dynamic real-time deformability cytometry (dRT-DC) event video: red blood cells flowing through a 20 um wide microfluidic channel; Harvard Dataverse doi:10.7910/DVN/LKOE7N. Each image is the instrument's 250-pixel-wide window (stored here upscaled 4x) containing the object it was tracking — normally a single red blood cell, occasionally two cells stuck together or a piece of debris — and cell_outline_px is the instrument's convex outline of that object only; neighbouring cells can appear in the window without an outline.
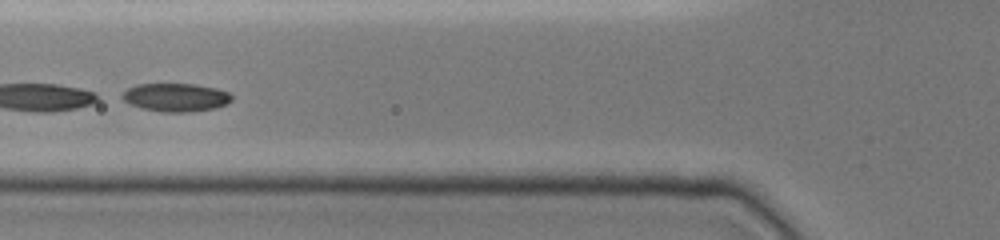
{"species": "common noctule bat (a hibernating species)", "species_latin": "Nyctalus noctula", "temperature_condition": "cold", "stored_images_in_passage": 46, "camera_frame_rate_fps": 3000, "um_per_image_px": 0.085, "animal": {"sex": "female", "body_mass_g": 19.0, "forearm_length_mm": 51.5}, "frame": {"image": 1, "passage_image": 18, "time_ms": 5.667, "image_size_px": [1000, 240], "cell_outline_px": [[232, 100], [216, 108], [192, 112], [160, 112], [140, 108], [128, 104], [120, 96], [128, 88], [136, 84], [192, 84], [216, 88], [228, 92], [232, 96]], "centroid_in_image_um": [14.91, 8.29], "position_along_channel_um": 110.9, "area_um2": 18.15}, "authors_computed_cell_mechanics": {"area_um2": 20.4323, "velocity_mm_per_s": 3.9212, "shape_relaxation_time_tau1_ms": 3.4897, "shape_relaxation_time_tau2_ms": null, "deformation_change_tau1": 0.1311, "deformation_change_tau2": null}}